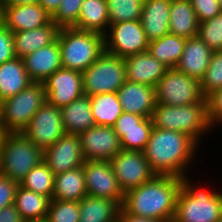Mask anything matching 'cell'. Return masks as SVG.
<instances>
[{
	"label": "cell",
	"mask_w": 222,
	"mask_h": 222,
	"mask_svg": "<svg viewBox=\"0 0 222 222\" xmlns=\"http://www.w3.org/2000/svg\"><path fill=\"white\" fill-rule=\"evenodd\" d=\"M110 163L124 193L141 186L155 175L142 151L121 150Z\"/></svg>",
	"instance_id": "obj_13"
},
{
	"label": "cell",
	"mask_w": 222,
	"mask_h": 222,
	"mask_svg": "<svg viewBox=\"0 0 222 222\" xmlns=\"http://www.w3.org/2000/svg\"><path fill=\"white\" fill-rule=\"evenodd\" d=\"M83 170L87 195L114 200L122 206L124 192L110 161L86 160L83 163Z\"/></svg>",
	"instance_id": "obj_12"
},
{
	"label": "cell",
	"mask_w": 222,
	"mask_h": 222,
	"mask_svg": "<svg viewBox=\"0 0 222 222\" xmlns=\"http://www.w3.org/2000/svg\"><path fill=\"white\" fill-rule=\"evenodd\" d=\"M119 217L122 222H168L157 219L145 218L142 216L130 215L127 214L122 208L120 209Z\"/></svg>",
	"instance_id": "obj_45"
},
{
	"label": "cell",
	"mask_w": 222,
	"mask_h": 222,
	"mask_svg": "<svg viewBox=\"0 0 222 222\" xmlns=\"http://www.w3.org/2000/svg\"><path fill=\"white\" fill-rule=\"evenodd\" d=\"M181 178L154 175L139 187L124 193L121 208L130 215L172 222Z\"/></svg>",
	"instance_id": "obj_2"
},
{
	"label": "cell",
	"mask_w": 222,
	"mask_h": 222,
	"mask_svg": "<svg viewBox=\"0 0 222 222\" xmlns=\"http://www.w3.org/2000/svg\"><path fill=\"white\" fill-rule=\"evenodd\" d=\"M113 128L120 138L122 150L143 152L149 141L153 124L151 118L123 112Z\"/></svg>",
	"instance_id": "obj_17"
},
{
	"label": "cell",
	"mask_w": 222,
	"mask_h": 222,
	"mask_svg": "<svg viewBox=\"0 0 222 222\" xmlns=\"http://www.w3.org/2000/svg\"><path fill=\"white\" fill-rule=\"evenodd\" d=\"M22 133L43 150L52 146L66 133L62 124L61 109L46 101Z\"/></svg>",
	"instance_id": "obj_11"
},
{
	"label": "cell",
	"mask_w": 222,
	"mask_h": 222,
	"mask_svg": "<svg viewBox=\"0 0 222 222\" xmlns=\"http://www.w3.org/2000/svg\"><path fill=\"white\" fill-rule=\"evenodd\" d=\"M83 75L84 95L117 92L127 81L124 58L104 52Z\"/></svg>",
	"instance_id": "obj_8"
},
{
	"label": "cell",
	"mask_w": 222,
	"mask_h": 222,
	"mask_svg": "<svg viewBox=\"0 0 222 222\" xmlns=\"http://www.w3.org/2000/svg\"><path fill=\"white\" fill-rule=\"evenodd\" d=\"M190 180L187 176L181 178L172 222H218L222 217V193L198 189Z\"/></svg>",
	"instance_id": "obj_4"
},
{
	"label": "cell",
	"mask_w": 222,
	"mask_h": 222,
	"mask_svg": "<svg viewBox=\"0 0 222 222\" xmlns=\"http://www.w3.org/2000/svg\"><path fill=\"white\" fill-rule=\"evenodd\" d=\"M51 199L21 187L17 188L14 206L25 222L46 220Z\"/></svg>",
	"instance_id": "obj_30"
},
{
	"label": "cell",
	"mask_w": 222,
	"mask_h": 222,
	"mask_svg": "<svg viewBox=\"0 0 222 222\" xmlns=\"http://www.w3.org/2000/svg\"><path fill=\"white\" fill-rule=\"evenodd\" d=\"M84 0H61L56 12L51 16V20L59 27H73L81 11Z\"/></svg>",
	"instance_id": "obj_39"
},
{
	"label": "cell",
	"mask_w": 222,
	"mask_h": 222,
	"mask_svg": "<svg viewBox=\"0 0 222 222\" xmlns=\"http://www.w3.org/2000/svg\"><path fill=\"white\" fill-rule=\"evenodd\" d=\"M43 84L47 102L60 109L84 95L83 75L75 70L61 67Z\"/></svg>",
	"instance_id": "obj_14"
},
{
	"label": "cell",
	"mask_w": 222,
	"mask_h": 222,
	"mask_svg": "<svg viewBox=\"0 0 222 222\" xmlns=\"http://www.w3.org/2000/svg\"><path fill=\"white\" fill-rule=\"evenodd\" d=\"M171 1L143 0L140 23L149 42L169 34Z\"/></svg>",
	"instance_id": "obj_23"
},
{
	"label": "cell",
	"mask_w": 222,
	"mask_h": 222,
	"mask_svg": "<svg viewBox=\"0 0 222 222\" xmlns=\"http://www.w3.org/2000/svg\"><path fill=\"white\" fill-rule=\"evenodd\" d=\"M7 133L8 132L6 131L4 124L2 123V121L0 119V147H1L2 143L4 142V139L7 135Z\"/></svg>",
	"instance_id": "obj_48"
},
{
	"label": "cell",
	"mask_w": 222,
	"mask_h": 222,
	"mask_svg": "<svg viewBox=\"0 0 222 222\" xmlns=\"http://www.w3.org/2000/svg\"><path fill=\"white\" fill-rule=\"evenodd\" d=\"M0 222H25L14 204L0 209Z\"/></svg>",
	"instance_id": "obj_44"
},
{
	"label": "cell",
	"mask_w": 222,
	"mask_h": 222,
	"mask_svg": "<svg viewBox=\"0 0 222 222\" xmlns=\"http://www.w3.org/2000/svg\"><path fill=\"white\" fill-rule=\"evenodd\" d=\"M30 222H46V221L44 220V221H30Z\"/></svg>",
	"instance_id": "obj_52"
},
{
	"label": "cell",
	"mask_w": 222,
	"mask_h": 222,
	"mask_svg": "<svg viewBox=\"0 0 222 222\" xmlns=\"http://www.w3.org/2000/svg\"><path fill=\"white\" fill-rule=\"evenodd\" d=\"M2 24V10L0 8V25Z\"/></svg>",
	"instance_id": "obj_49"
},
{
	"label": "cell",
	"mask_w": 222,
	"mask_h": 222,
	"mask_svg": "<svg viewBox=\"0 0 222 222\" xmlns=\"http://www.w3.org/2000/svg\"><path fill=\"white\" fill-rule=\"evenodd\" d=\"M29 78L33 82H43L62 67L58 40L39 48L22 58Z\"/></svg>",
	"instance_id": "obj_21"
},
{
	"label": "cell",
	"mask_w": 222,
	"mask_h": 222,
	"mask_svg": "<svg viewBox=\"0 0 222 222\" xmlns=\"http://www.w3.org/2000/svg\"><path fill=\"white\" fill-rule=\"evenodd\" d=\"M79 222H113L121 206L114 200L86 195L79 201Z\"/></svg>",
	"instance_id": "obj_29"
},
{
	"label": "cell",
	"mask_w": 222,
	"mask_h": 222,
	"mask_svg": "<svg viewBox=\"0 0 222 222\" xmlns=\"http://www.w3.org/2000/svg\"><path fill=\"white\" fill-rule=\"evenodd\" d=\"M212 54L213 51L198 36L188 38L175 69L201 81L210 64Z\"/></svg>",
	"instance_id": "obj_22"
},
{
	"label": "cell",
	"mask_w": 222,
	"mask_h": 222,
	"mask_svg": "<svg viewBox=\"0 0 222 222\" xmlns=\"http://www.w3.org/2000/svg\"><path fill=\"white\" fill-rule=\"evenodd\" d=\"M61 0H39V4L52 16L60 5Z\"/></svg>",
	"instance_id": "obj_46"
},
{
	"label": "cell",
	"mask_w": 222,
	"mask_h": 222,
	"mask_svg": "<svg viewBox=\"0 0 222 222\" xmlns=\"http://www.w3.org/2000/svg\"><path fill=\"white\" fill-rule=\"evenodd\" d=\"M80 207L78 201L52 199L46 222H79Z\"/></svg>",
	"instance_id": "obj_36"
},
{
	"label": "cell",
	"mask_w": 222,
	"mask_h": 222,
	"mask_svg": "<svg viewBox=\"0 0 222 222\" xmlns=\"http://www.w3.org/2000/svg\"><path fill=\"white\" fill-rule=\"evenodd\" d=\"M44 161V150L22 132L7 133L0 147V174L20 182L36 165Z\"/></svg>",
	"instance_id": "obj_6"
},
{
	"label": "cell",
	"mask_w": 222,
	"mask_h": 222,
	"mask_svg": "<svg viewBox=\"0 0 222 222\" xmlns=\"http://www.w3.org/2000/svg\"><path fill=\"white\" fill-rule=\"evenodd\" d=\"M79 137L85 161H110L122 150L120 138L113 127L94 125L81 132Z\"/></svg>",
	"instance_id": "obj_15"
},
{
	"label": "cell",
	"mask_w": 222,
	"mask_h": 222,
	"mask_svg": "<svg viewBox=\"0 0 222 222\" xmlns=\"http://www.w3.org/2000/svg\"><path fill=\"white\" fill-rule=\"evenodd\" d=\"M186 39L174 34H166L148 44V53L165 66L175 68L183 54Z\"/></svg>",
	"instance_id": "obj_32"
},
{
	"label": "cell",
	"mask_w": 222,
	"mask_h": 222,
	"mask_svg": "<svg viewBox=\"0 0 222 222\" xmlns=\"http://www.w3.org/2000/svg\"><path fill=\"white\" fill-rule=\"evenodd\" d=\"M109 25L122 22L140 20L143 0H107Z\"/></svg>",
	"instance_id": "obj_35"
},
{
	"label": "cell",
	"mask_w": 222,
	"mask_h": 222,
	"mask_svg": "<svg viewBox=\"0 0 222 222\" xmlns=\"http://www.w3.org/2000/svg\"><path fill=\"white\" fill-rule=\"evenodd\" d=\"M73 27L104 35L109 27L107 0H84L79 19Z\"/></svg>",
	"instance_id": "obj_31"
},
{
	"label": "cell",
	"mask_w": 222,
	"mask_h": 222,
	"mask_svg": "<svg viewBox=\"0 0 222 222\" xmlns=\"http://www.w3.org/2000/svg\"><path fill=\"white\" fill-rule=\"evenodd\" d=\"M169 33L193 38L198 35L199 20L190 0H172L170 5Z\"/></svg>",
	"instance_id": "obj_26"
},
{
	"label": "cell",
	"mask_w": 222,
	"mask_h": 222,
	"mask_svg": "<svg viewBox=\"0 0 222 222\" xmlns=\"http://www.w3.org/2000/svg\"><path fill=\"white\" fill-rule=\"evenodd\" d=\"M113 222H122L120 217H118L117 219H115Z\"/></svg>",
	"instance_id": "obj_50"
},
{
	"label": "cell",
	"mask_w": 222,
	"mask_h": 222,
	"mask_svg": "<svg viewBox=\"0 0 222 222\" xmlns=\"http://www.w3.org/2000/svg\"><path fill=\"white\" fill-rule=\"evenodd\" d=\"M105 52L126 58L146 52L149 41L140 20L122 21L110 24L104 34Z\"/></svg>",
	"instance_id": "obj_10"
},
{
	"label": "cell",
	"mask_w": 222,
	"mask_h": 222,
	"mask_svg": "<svg viewBox=\"0 0 222 222\" xmlns=\"http://www.w3.org/2000/svg\"><path fill=\"white\" fill-rule=\"evenodd\" d=\"M44 161L54 175L83 166L85 159L79 134L65 133L44 150Z\"/></svg>",
	"instance_id": "obj_16"
},
{
	"label": "cell",
	"mask_w": 222,
	"mask_h": 222,
	"mask_svg": "<svg viewBox=\"0 0 222 222\" xmlns=\"http://www.w3.org/2000/svg\"><path fill=\"white\" fill-rule=\"evenodd\" d=\"M126 80L155 87L169 69L148 51L124 58Z\"/></svg>",
	"instance_id": "obj_20"
},
{
	"label": "cell",
	"mask_w": 222,
	"mask_h": 222,
	"mask_svg": "<svg viewBox=\"0 0 222 222\" xmlns=\"http://www.w3.org/2000/svg\"><path fill=\"white\" fill-rule=\"evenodd\" d=\"M198 146L185 133L153 127L143 153L155 175L182 178L192 167Z\"/></svg>",
	"instance_id": "obj_1"
},
{
	"label": "cell",
	"mask_w": 222,
	"mask_h": 222,
	"mask_svg": "<svg viewBox=\"0 0 222 222\" xmlns=\"http://www.w3.org/2000/svg\"><path fill=\"white\" fill-rule=\"evenodd\" d=\"M90 101L95 125L113 127L123 113L117 92L92 95Z\"/></svg>",
	"instance_id": "obj_33"
},
{
	"label": "cell",
	"mask_w": 222,
	"mask_h": 222,
	"mask_svg": "<svg viewBox=\"0 0 222 222\" xmlns=\"http://www.w3.org/2000/svg\"><path fill=\"white\" fill-rule=\"evenodd\" d=\"M151 120L154 128L185 133L199 146L203 135L212 129L208 120L207 98L182 106L156 104Z\"/></svg>",
	"instance_id": "obj_3"
},
{
	"label": "cell",
	"mask_w": 222,
	"mask_h": 222,
	"mask_svg": "<svg viewBox=\"0 0 222 222\" xmlns=\"http://www.w3.org/2000/svg\"><path fill=\"white\" fill-rule=\"evenodd\" d=\"M13 34L3 24L0 25V64L14 59Z\"/></svg>",
	"instance_id": "obj_43"
},
{
	"label": "cell",
	"mask_w": 222,
	"mask_h": 222,
	"mask_svg": "<svg viewBox=\"0 0 222 222\" xmlns=\"http://www.w3.org/2000/svg\"><path fill=\"white\" fill-rule=\"evenodd\" d=\"M54 176L47 163L42 161L27 173L19 185L30 191L45 195L52 200Z\"/></svg>",
	"instance_id": "obj_34"
},
{
	"label": "cell",
	"mask_w": 222,
	"mask_h": 222,
	"mask_svg": "<svg viewBox=\"0 0 222 222\" xmlns=\"http://www.w3.org/2000/svg\"><path fill=\"white\" fill-rule=\"evenodd\" d=\"M60 28L51 21L49 24L27 31L12 32L15 56L22 59L39 48L53 43Z\"/></svg>",
	"instance_id": "obj_24"
},
{
	"label": "cell",
	"mask_w": 222,
	"mask_h": 222,
	"mask_svg": "<svg viewBox=\"0 0 222 222\" xmlns=\"http://www.w3.org/2000/svg\"><path fill=\"white\" fill-rule=\"evenodd\" d=\"M47 101L43 82H33L14 96L0 101V119L8 133H20Z\"/></svg>",
	"instance_id": "obj_7"
},
{
	"label": "cell",
	"mask_w": 222,
	"mask_h": 222,
	"mask_svg": "<svg viewBox=\"0 0 222 222\" xmlns=\"http://www.w3.org/2000/svg\"><path fill=\"white\" fill-rule=\"evenodd\" d=\"M61 115L67 134H80L95 125L88 95H83L61 108Z\"/></svg>",
	"instance_id": "obj_25"
},
{
	"label": "cell",
	"mask_w": 222,
	"mask_h": 222,
	"mask_svg": "<svg viewBox=\"0 0 222 222\" xmlns=\"http://www.w3.org/2000/svg\"><path fill=\"white\" fill-rule=\"evenodd\" d=\"M57 40L62 67L81 73L105 52L104 35L94 31L63 27Z\"/></svg>",
	"instance_id": "obj_5"
},
{
	"label": "cell",
	"mask_w": 222,
	"mask_h": 222,
	"mask_svg": "<svg viewBox=\"0 0 222 222\" xmlns=\"http://www.w3.org/2000/svg\"><path fill=\"white\" fill-rule=\"evenodd\" d=\"M205 98L218 89H222V51H213L210 64L200 81Z\"/></svg>",
	"instance_id": "obj_37"
},
{
	"label": "cell",
	"mask_w": 222,
	"mask_h": 222,
	"mask_svg": "<svg viewBox=\"0 0 222 222\" xmlns=\"http://www.w3.org/2000/svg\"><path fill=\"white\" fill-rule=\"evenodd\" d=\"M200 81L170 68L156 86V104L182 106L202 101Z\"/></svg>",
	"instance_id": "obj_9"
},
{
	"label": "cell",
	"mask_w": 222,
	"mask_h": 222,
	"mask_svg": "<svg viewBox=\"0 0 222 222\" xmlns=\"http://www.w3.org/2000/svg\"><path fill=\"white\" fill-rule=\"evenodd\" d=\"M0 8L2 24L11 32L32 30L52 21L51 15L39 3Z\"/></svg>",
	"instance_id": "obj_18"
},
{
	"label": "cell",
	"mask_w": 222,
	"mask_h": 222,
	"mask_svg": "<svg viewBox=\"0 0 222 222\" xmlns=\"http://www.w3.org/2000/svg\"><path fill=\"white\" fill-rule=\"evenodd\" d=\"M190 1L200 23L207 21L222 12L218 0Z\"/></svg>",
	"instance_id": "obj_40"
},
{
	"label": "cell",
	"mask_w": 222,
	"mask_h": 222,
	"mask_svg": "<svg viewBox=\"0 0 222 222\" xmlns=\"http://www.w3.org/2000/svg\"><path fill=\"white\" fill-rule=\"evenodd\" d=\"M39 3V0H2L1 6H20Z\"/></svg>",
	"instance_id": "obj_47"
},
{
	"label": "cell",
	"mask_w": 222,
	"mask_h": 222,
	"mask_svg": "<svg viewBox=\"0 0 222 222\" xmlns=\"http://www.w3.org/2000/svg\"><path fill=\"white\" fill-rule=\"evenodd\" d=\"M208 120L212 128L222 123V89L207 97Z\"/></svg>",
	"instance_id": "obj_41"
},
{
	"label": "cell",
	"mask_w": 222,
	"mask_h": 222,
	"mask_svg": "<svg viewBox=\"0 0 222 222\" xmlns=\"http://www.w3.org/2000/svg\"><path fill=\"white\" fill-rule=\"evenodd\" d=\"M218 1H219V4H220L221 11H222V0H218Z\"/></svg>",
	"instance_id": "obj_51"
},
{
	"label": "cell",
	"mask_w": 222,
	"mask_h": 222,
	"mask_svg": "<svg viewBox=\"0 0 222 222\" xmlns=\"http://www.w3.org/2000/svg\"><path fill=\"white\" fill-rule=\"evenodd\" d=\"M19 183L0 174V209L14 204Z\"/></svg>",
	"instance_id": "obj_42"
},
{
	"label": "cell",
	"mask_w": 222,
	"mask_h": 222,
	"mask_svg": "<svg viewBox=\"0 0 222 222\" xmlns=\"http://www.w3.org/2000/svg\"><path fill=\"white\" fill-rule=\"evenodd\" d=\"M31 83L22 59L15 57L0 64V101L16 95Z\"/></svg>",
	"instance_id": "obj_27"
},
{
	"label": "cell",
	"mask_w": 222,
	"mask_h": 222,
	"mask_svg": "<svg viewBox=\"0 0 222 222\" xmlns=\"http://www.w3.org/2000/svg\"><path fill=\"white\" fill-rule=\"evenodd\" d=\"M123 112L151 118L156 106V88L126 81L117 91Z\"/></svg>",
	"instance_id": "obj_19"
},
{
	"label": "cell",
	"mask_w": 222,
	"mask_h": 222,
	"mask_svg": "<svg viewBox=\"0 0 222 222\" xmlns=\"http://www.w3.org/2000/svg\"><path fill=\"white\" fill-rule=\"evenodd\" d=\"M197 36L212 51H222V12L207 21L201 22Z\"/></svg>",
	"instance_id": "obj_38"
},
{
	"label": "cell",
	"mask_w": 222,
	"mask_h": 222,
	"mask_svg": "<svg viewBox=\"0 0 222 222\" xmlns=\"http://www.w3.org/2000/svg\"><path fill=\"white\" fill-rule=\"evenodd\" d=\"M86 195L83 166L54 176L52 199L79 202Z\"/></svg>",
	"instance_id": "obj_28"
}]
</instances>
